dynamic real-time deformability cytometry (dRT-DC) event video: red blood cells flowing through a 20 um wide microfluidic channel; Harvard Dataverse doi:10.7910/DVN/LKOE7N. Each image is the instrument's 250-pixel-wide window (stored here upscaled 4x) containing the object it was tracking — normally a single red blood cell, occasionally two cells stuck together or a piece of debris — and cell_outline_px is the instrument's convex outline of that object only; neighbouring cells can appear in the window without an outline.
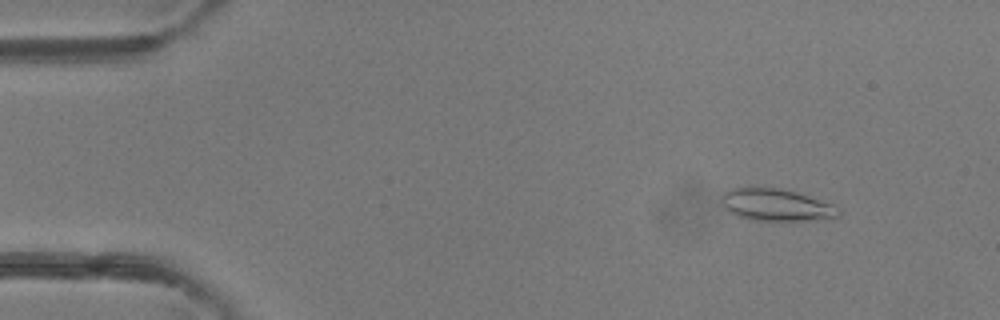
{"species": "common noctule bat (a hibernating species)", "species_latin": "Nyctalus noctula", "temperature_condition": "room temperature", "stored_images_in_passage": 48, "camera_frame_rate_fps": 3000, "um_per_image_px": 0.085, "animal": {"sex": "female"}, "frame": {"image": 1, "passage_image": 6, "time_ms": 1.667, "image_size_px": [1000, 320], "cell_outline_px": [[840, 216], [816, 220], [752, 220], [736, 216], [724, 208], [720, 200], [720, 196], [724, 192], [732, 188], [780, 188], [796, 192], [832, 204], [840, 208]], "centroid_in_image_um": [65.95, 17.42], "position_along_channel_um": 19.0, "area_um2": 21.85}}
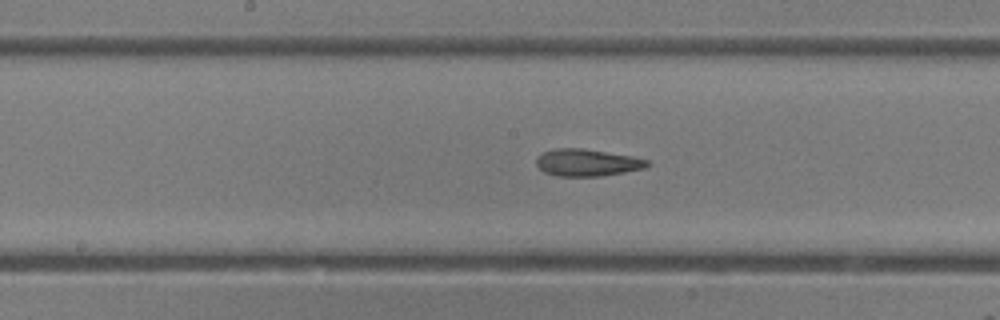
{"frame": {"image": 2, "passage_image": 25, "time_ms": 8.0, "image_size_px": [1000, 320], "cell_outline_px": [[648, 164], [644, 168], [624, 172], [600, 176], [556, 176], [544, 172], [536, 164], [536, 160], [544, 152], [556, 148], [580, 148], [632, 156], [648, 160]], "centroid_in_image_um": [49.89, 13.82], "position_along_channel_um": 198.3, "area_um2": 17.22}}
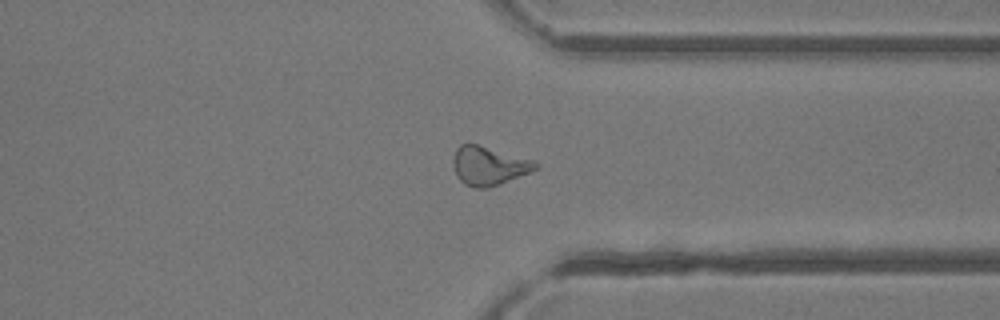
{"frame": {"image": 3, "passage_image": 37, "time_ms": 12.0, "image_size_px": [1000, 320], "cell_outline_px": [[540, 168], [532, 172], [500, 184], [488, 188], [476, 188], [464, 184], [456, 176], [452, 164], [452, 160], [456, 148], [460, 144], [480, 144], [536, 160], [540, 164]], "centroid_in_image_um": [41.59, 14.08], "position_along_channel_um": 369.8, "area_um2": 19.19}, "authors_computed_cell_mechanics": {"area_um2": 19.0162, "velocity_mm_per_s": 4.3382, "shape_relaxation_time_tau1_ms": null, "shape_relaxation_time_tau2_ms": 3.3688, "deformation_change_tau1": null, "deformation_change_tau2": 0.1383}}